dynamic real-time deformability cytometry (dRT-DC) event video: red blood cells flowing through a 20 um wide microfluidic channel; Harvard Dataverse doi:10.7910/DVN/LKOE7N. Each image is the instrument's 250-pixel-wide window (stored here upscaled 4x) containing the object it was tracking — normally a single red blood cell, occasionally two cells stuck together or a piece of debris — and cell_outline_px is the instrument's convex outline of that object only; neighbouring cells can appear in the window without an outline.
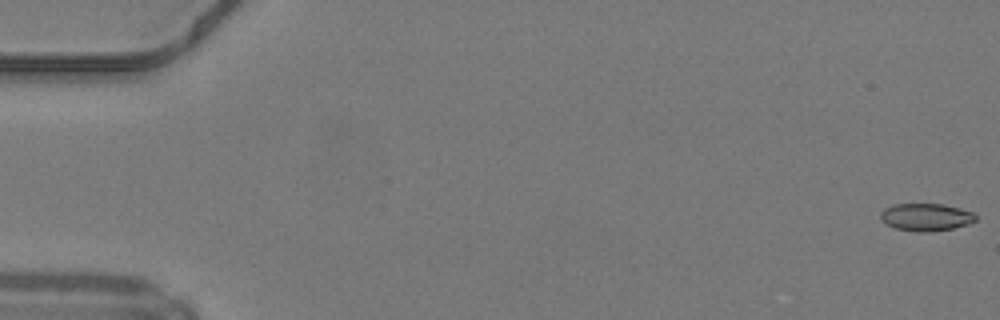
{"species": "common noctule bat (a hibernating species)", "species_latin": "Nyctalus noctula", "temperature_condition": "warm", "stored_images_in_passage": 49, "camera_frame_rate_fps": 3000, "um_per_image_px": 0.085, "animal": {"sex": "male", "body_mass_g": 19.2, "forearm_length_mm": 51.8}, "frame": {"image": 1, "passage_image": 1, "time_ms": 0.0, "image_size_px": [1000, 320], "cell_outline_px": [[976, 220], [968, 224], [952, 228], [932, 232], [916, 232], [896, 228], [880, 220], [880, 212], [884, 208], [892, 204], [944, 204], [960, 208], [972, 212], [976, 216]], "centroid_in_image_um": [78.69, 18.45], "position_along_channel_um": 6.3, "area_um2": 15.32}}
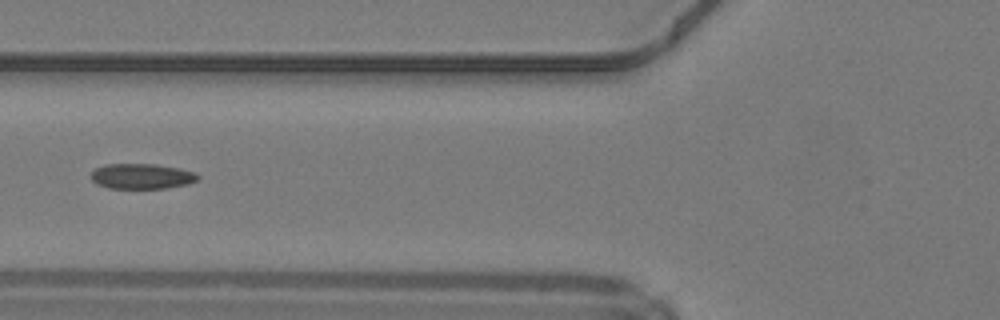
{"frame": {"image": 2, "passage_image": 20, "time_ms": 6.333, "image_size_px": [1000, 320], "cell_outline_px": [[200, 176], [196, 180], [188, 184], [164, 188], [108, 188], [96, 184], [92, 180], [92, 172], [96, 168], [104, 164], [156, 164], [180, 168], [192, 172]], "centroid_in_image_um": [12.03, 14.98], "position_along_channel_um": 113.8, "area_um2": 15.66}}
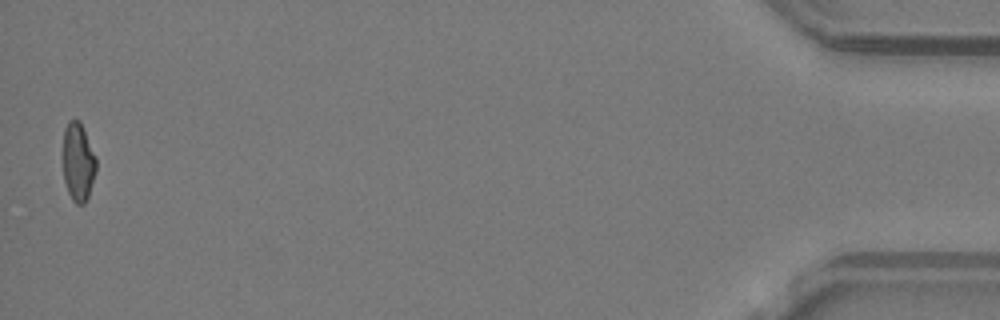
{"frame": {"image": 3, "passage_image": 49, "time_ms": 16.0, "image_size_px": [1000, 320], "cell_outline_px": [[96, 172], [88, 196], [84, 204], [76, 204], [72, 200], [68, 192], [64, 180], [64, 128], [68, 120], [80, 120], [96, 156]], "centroid_in_image_um": [6.65, 13.76], "position_along_channel_um": 428.5, "area_um2": 15.14}, "authors_computed_cell_mechanics": {"area_um2": 15.9528, "velocity_mm_per_s": 4.2437, "shape_relaxation_time_tau1_ms": null, "shape_relaxation_time_tau2_ms": 2.4896, "deformation_change_tau1": null, "deformation_change_tau2": 0.0682}}